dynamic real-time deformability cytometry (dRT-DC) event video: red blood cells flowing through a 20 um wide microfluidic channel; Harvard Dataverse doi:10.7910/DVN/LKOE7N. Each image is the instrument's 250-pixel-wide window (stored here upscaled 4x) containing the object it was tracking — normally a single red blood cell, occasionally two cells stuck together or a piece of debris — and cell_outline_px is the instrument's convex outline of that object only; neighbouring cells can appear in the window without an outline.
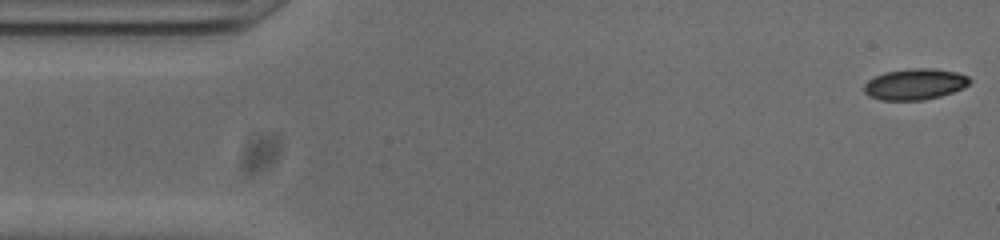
{"species": "common noctule bat (a hibernating species)", "species_latin": "Nyctalus noctula", "temperature_condition": "cold", "stored_images_in_passage": 52, "camera_frame_rate_fps": 3000, "um_per_image_px": 0.085, "animal": {"sex": "male", "body_mass_g": 20.0, "forearm_length_mm": 53.3}, "frame": {"image": 1, "passage_image": 1, "time_ms": 0.0, "image_size_px": [1000, 240], "cell_outline_px": [[972, 80], [964, 88], [940, 96], [924, 100], [880, 100], [868, 96], [864, 92], [864, 84], [868, 80], [884, 72], [908, 68], [932, 68], [956, 72], [968, 76]], "centroid_in_image_um": [77.76, 7.15], "position_along_channel_um": 7.2, "area_um2": 19.25}}
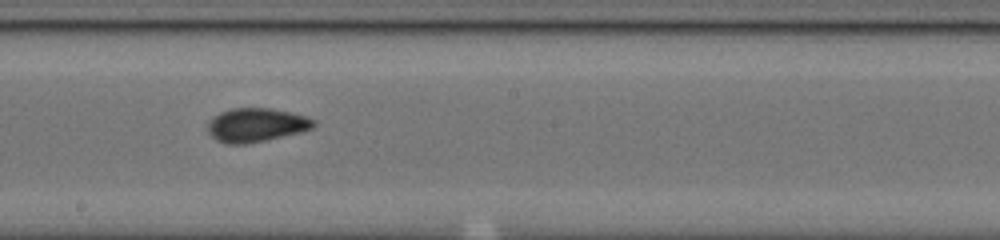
{"frame": {"image": 2, "passage_image": 27, "time_ms": 8.667, "image_size_px": [1000, 240], "cell_outline_px": [[316, 124], [312, 128], [300, 132], [264, 140], [244, 144], [228, 144], [216, 140], [208, 132], [208, 124], [220, 112], [232, 108], [268, 108], [292, 112], [308, 116], [316, 120]], "centroid_in_image_um": [21.81, 10.61], "position_along_channel_um": 226.4, "area_um2": 20.69}}
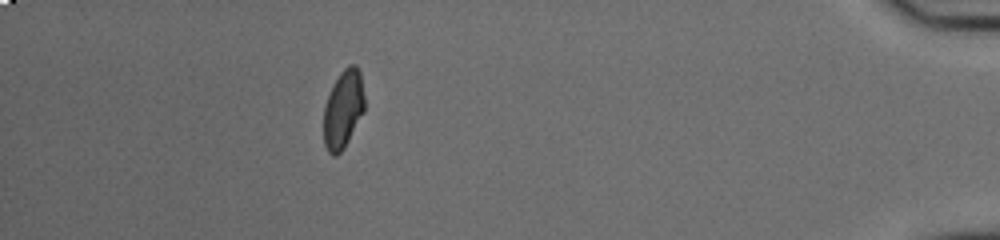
{"frame": {"image": 3, "passage_image": 46, "time_ms": 15.0, "image_size_px": [1000, 240], "cell_outline_px": [[364, 112], [344, 148], [336, 156], [332, 156], [328, 152], [324, 144], [324, 108], [328, 96], [340, 72], [348, 64], [356, 64], [360, 72], [364, 96]], "centroid_in_image_um": [29.18, 9.29], "position_along_channel_um": 406.0, "area_um2": 18.55}, "authors_computed_cell_mechanics": {"area_um2": 19.5075, "velocity_mm_per_s": 3.8452, "shape_relaxation_time_tau1_ms": null, "shape_relaxation_time_tau2_ms": 1.5742, "deformation_change_tau1": null, "deformation_change_tau2": 0.0582}}